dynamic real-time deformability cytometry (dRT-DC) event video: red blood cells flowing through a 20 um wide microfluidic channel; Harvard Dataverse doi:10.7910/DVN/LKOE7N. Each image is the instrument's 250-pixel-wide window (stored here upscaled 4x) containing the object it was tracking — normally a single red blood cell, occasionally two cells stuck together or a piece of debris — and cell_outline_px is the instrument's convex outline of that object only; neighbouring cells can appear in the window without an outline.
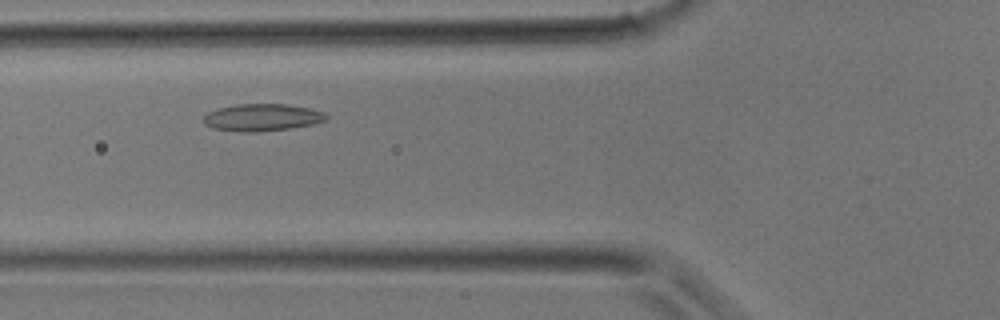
{"species": "common noctule bat (a hibernating species)", "species_latin": "Nyctalus noctula", "temperature_condition": "room temperature", "stored_images_in_passage": 15, "camera_frame_rate_fps": 3000, "um_per_image_px": 0.085, "animal": {"sex": "male", "body_mass_g": 17.9}, "frame": {"image": 1, "passage_image": 3, "time_ms": 0.667, "image_size_px": [1000, 320], "cell_outline_px": [[328, 120], [312, 124], [292, 128], [260, 132], [240, 132], [212, 128], [204, 124], [204, 116], [208, 112], [220, 108], [236, 104], [288, 104], [308, 108], [324, 112], [328, 116]], "centroid_in_image_um": [22.29, 9.99], "position_along_channel_um": 103.5, "area_um2": 19.54}}
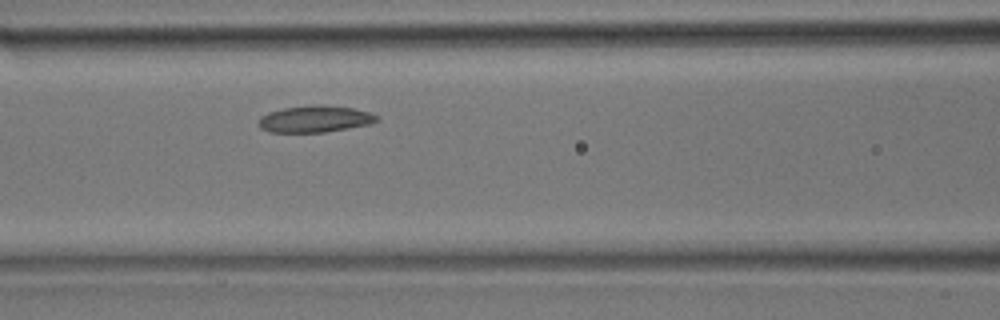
{"frame": {"image": 2, "passage_image": 5, "time_ms": 1.333, "image_size_px": [1000, 320], "cell_outline_px": [[380, 120], [372, 124], [324, 132], [268, 132], [260, 128], [256, 124], [260, 116], [268, 112], [284, 108], [316, 104], [324, 104], [352, 108], [368, 112], [376, 116]], "centroid_in_image_um": [26.73, 10.11], "position_along_channel_um": 139.9, "area_um2": 18.55}}
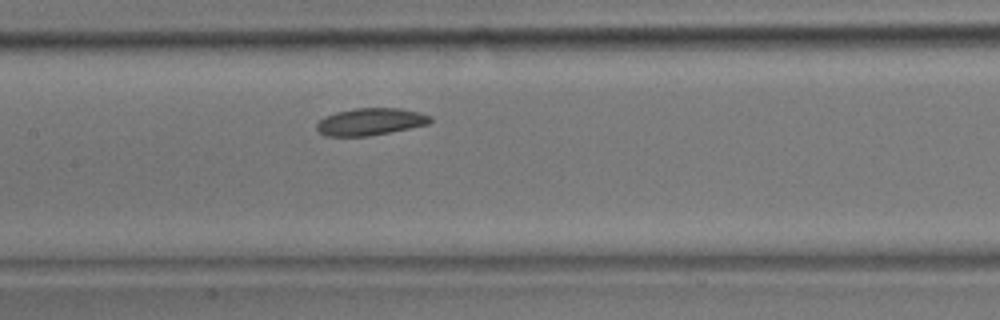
{"frame": {"image": 3, "passage_image": 7, "time_ms": 2.0, "image_size_px": [1000, 320], "cell_outline_px": [[432, 120], [428, 124], [368, 136], [324, 136], [316, 128], [316, 124], [324, 116], [336, 112], [356, 108], [400, 108], [420, 112], [432, 116]], "centroid_in_image_um": [31.47, 10.33], "position_along_channel_um": 175.9, "area_um2": 17.92}}